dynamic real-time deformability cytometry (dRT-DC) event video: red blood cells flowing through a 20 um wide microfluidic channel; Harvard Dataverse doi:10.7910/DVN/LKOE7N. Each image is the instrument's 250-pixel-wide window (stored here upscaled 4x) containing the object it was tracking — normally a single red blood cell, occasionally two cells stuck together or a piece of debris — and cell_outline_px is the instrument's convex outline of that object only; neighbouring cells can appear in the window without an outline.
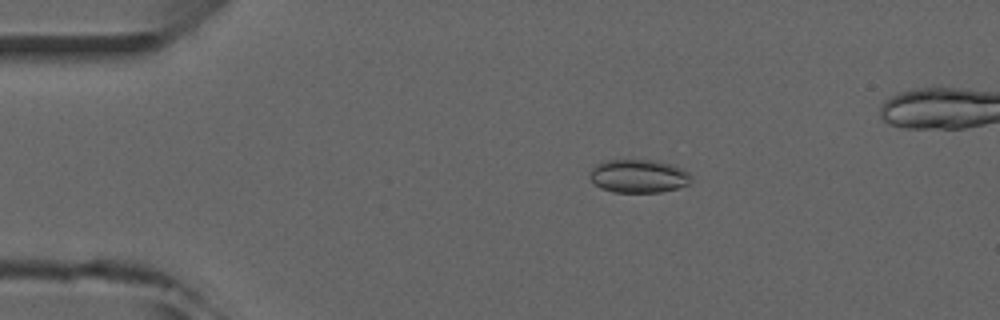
{"species": "common noctule bat (a hibernating species)", "species_latin": "Nyctalus noctula", "temperature_condition": "room temperature", "stored_images_in_passage": 5, "camera_frame_rate_fps": 3000, "um_per_image_px": 0.085, "animal": {"sex": "male", "forearm_length_mm": 52.5}, "frame": {"image": 1, "passage_image": 2, "time_ms": 1.333, "image_size_px": [1000, 320], "cell_outline_px": [[692, 180], [688, 184], [676, 188], [660, 192], [612, 192], [600, 188], [588, 176], [588, 172], [596, 164], [608, 160], [656, 160], [676, 164], [688, 172], [692, 176]], "centroid_in_image_um": [54.29, 14.96], "position_along_channel_um": 30.7, "area_um2": 19.94}}
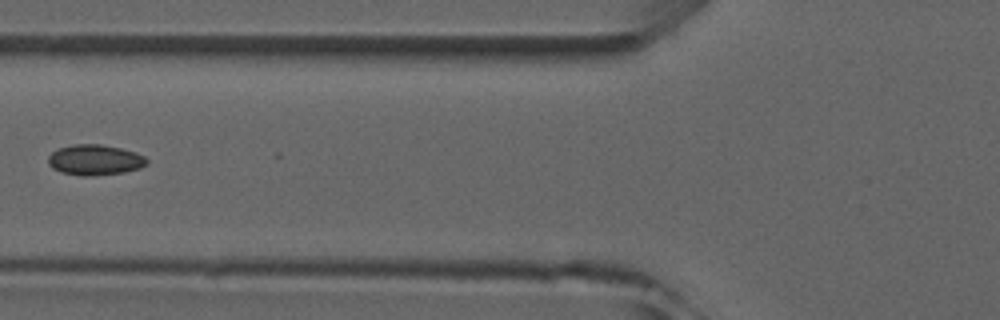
{"frame": {"image": 2, "passage_image": 5, "time_ms": 4.667, "image_size_px": [1000, 320], "cell_outline_px": [[148, 164], [140, 168], [124, 172], [92, 176], [80, 176], [60, 172], [52, 168], [48, 164], [48, 156], [56, 148], [72, 144], [100, 144], [120, 148], [136, 152], [144, 156], [148, 160]], "centroid_in_image_um": [8.04, 13.59], "position_along_channel_um": 117.8, "area_um2": 17.8}}